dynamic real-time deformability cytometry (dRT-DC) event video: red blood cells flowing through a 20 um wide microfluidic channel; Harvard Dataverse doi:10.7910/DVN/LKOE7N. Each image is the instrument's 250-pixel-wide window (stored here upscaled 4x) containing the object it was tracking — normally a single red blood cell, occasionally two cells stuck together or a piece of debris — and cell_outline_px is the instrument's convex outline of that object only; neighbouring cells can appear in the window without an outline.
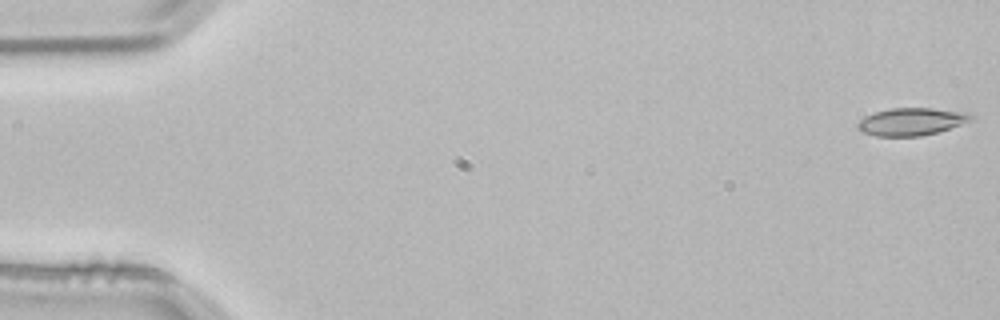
{"species": "common noctule bat (a hibernating species)", "species_latin": "Nyctalus noctula", "temperature_condition": "room temperature", "stored_images_in_passage": 4, "camera_frame_rate_fps": 3000, "um_per_image_px": 0.085, "animal": {"sex": "male", "body_mass_g": 21.5, "forearm_length_mm": 52.0}, "frame": {"image": 1, "passage_image": 1, "time_ms": 0.0, "image_size_px": [1000, 320], "cell_outline_px": [[976, 116], [972, 120], [936, 132], [920, 136], [876, 136], [864, 132], [856, 128], [856, 124], [860, 120], [876, 112], [888, 108], [932, 108], [972, 112]], "centroid_in_image_um": [77.52, 10.32], "position_along_channel_um": 7.5, "area_um2": 18.15}}
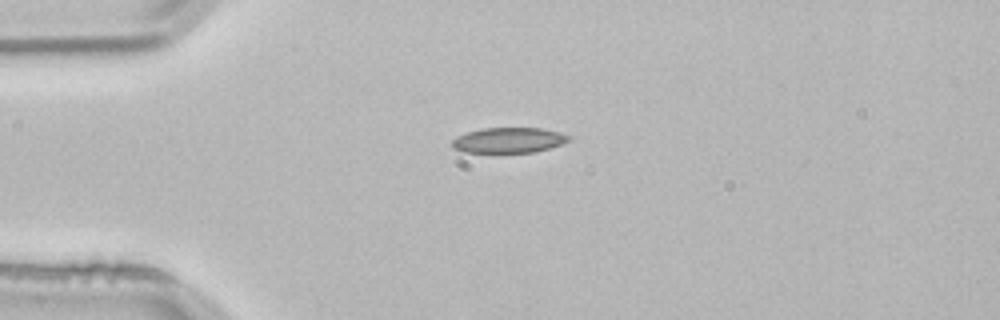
{"frame": {"image": 2, "passage_image": 3, "time_ms": 0.667, "image_size_px": [1000, 320], "cell_outline_px": [[572, 140], [536, 152], [464, 152], [452, 148], [452, 140], [456, 136], [480, 128], [540, 128], [560, 132], [572, 136]], "centroid_in_image_um": [43.25, 11.91], "position_along_channel_um": 41.8, "area_um2": 17.28}}